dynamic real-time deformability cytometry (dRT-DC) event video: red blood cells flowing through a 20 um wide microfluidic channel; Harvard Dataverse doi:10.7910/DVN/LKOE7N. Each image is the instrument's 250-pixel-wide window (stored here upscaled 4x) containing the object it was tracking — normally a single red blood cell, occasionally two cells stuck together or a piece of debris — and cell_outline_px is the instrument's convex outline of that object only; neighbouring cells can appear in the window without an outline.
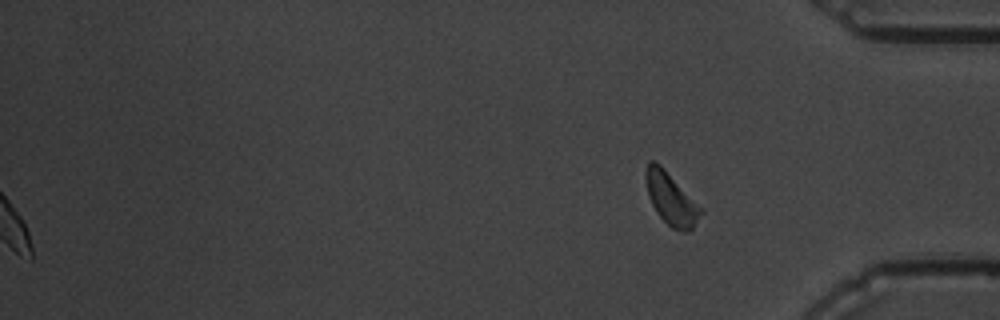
{"species": "common noctule bat (a hibernating species)", "species_latin": "Nyctalus noctula", "temperature_condition": "warm", "stored_images_in_passage": 12, "segment_of_instrument_passage": [2, 2], "camera_frame_rate_fps": 3000, "um_per_image_px": 0.085, "animal": {"sex": "male", "body_mass_g": 19.5, "forearm_length_mm": 54.6}, "frame": {"image": 1, "passage_image": 12, "time_ms": 13.667, "image_size_px": [1000, 320], "cell_outline_px": [[704, 212], [692, 228], [688, 232], [680, 232], [672, 228], [656, 212], [648, 196], [644, 176], [644, 172], [648, 164], [652, 160], [656, 160], [704, 208]], "centroid_in_image_um": [57.06, 16.9], "position_along_channel_um": 378.1, "area_um2": 17.05}}